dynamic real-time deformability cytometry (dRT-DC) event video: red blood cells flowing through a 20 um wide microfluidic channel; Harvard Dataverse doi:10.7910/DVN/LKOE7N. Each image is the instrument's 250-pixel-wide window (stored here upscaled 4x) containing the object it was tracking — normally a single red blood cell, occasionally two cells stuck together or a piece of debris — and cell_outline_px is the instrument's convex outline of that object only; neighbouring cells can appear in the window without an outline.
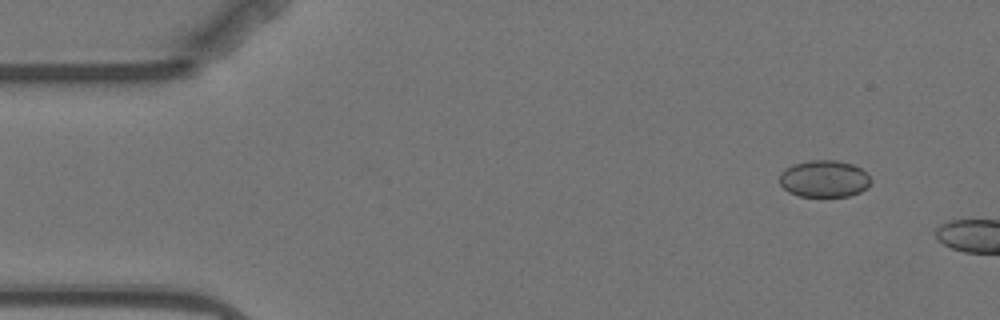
{"species": "Egyptian fruit bat (a non-hibernating species)", "species_latin": "Rousettus aegyptiacus", "temperature_condition": "warm", "stored_images_in_passage": 3, "camera_frame_rate_fps": 3000, "um_per_image_px": 0.085, "animal": {"sex": "female"}, "frame": {"image": 1, "passage_image": 1, "time_ms": 0.0, "image_size_px": [1000, 320], "cell_outline_px": [[872, 180], [868, 188], [860, 192], [848, 196], [800, 196], [788, 192], [780, 184], [780, 172], [784, 168], [792, 164], [808, 160], [836, 160], [852, 164], [860, 168]], "centroid_in_image_um": [70.04, 15.19], "position_along_channel_um": 15.0, "area_um2": 19.77}}